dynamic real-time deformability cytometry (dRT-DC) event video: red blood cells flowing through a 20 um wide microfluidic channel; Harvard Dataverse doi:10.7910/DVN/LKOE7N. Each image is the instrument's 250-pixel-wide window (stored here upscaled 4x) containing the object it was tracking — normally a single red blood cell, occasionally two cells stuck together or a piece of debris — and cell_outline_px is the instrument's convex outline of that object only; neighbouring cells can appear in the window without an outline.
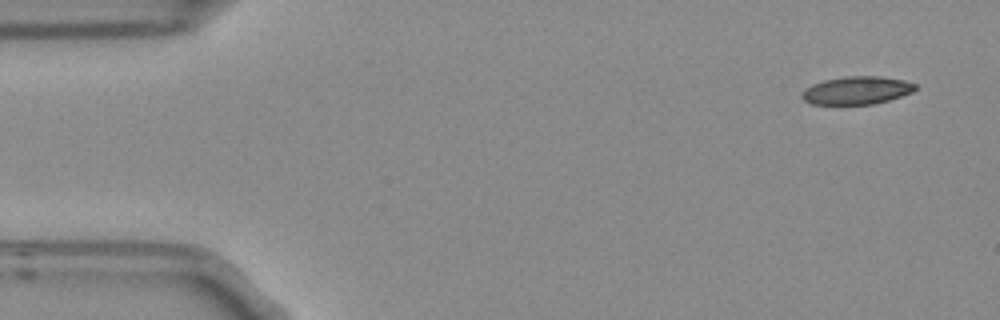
{"species": "Egyptian fruit bat (a non-hibernating species)", "species_latin": "Rousettus aegyptiacus", "temperature_condition": "room temperature", "stored_images_in_passage": 4, "camera_frame_rate_fps": 3000, "um_per_image_px": 0.085, "frame": {"image": 1, "passage_image": 1, "time_ms": 0.0, "image_size_px": [1000, 320], "cell_outline_px": [[916, 88], [912, 92], [888, 100], [872, 104], [812, 104], [804, 100], [800, 96], [804, 88], [812, 84], [824, 80], [844, 76], [880, 76], [904, 80], [916, 84]], "centroid_in_image_um": [72.79, 7.67], "position_along_channel_um": 12.2, "area_um2": 18.44}}